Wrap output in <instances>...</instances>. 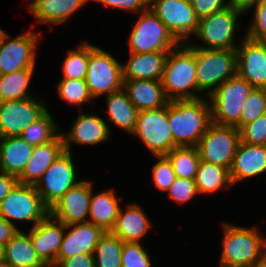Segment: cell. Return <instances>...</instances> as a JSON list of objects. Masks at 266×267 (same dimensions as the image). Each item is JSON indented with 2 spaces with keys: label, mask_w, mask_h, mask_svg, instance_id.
I'll return each instance as SVG.
<instances>
[{
  "label": "cell",
  "mask_w": 266,
  "mask_h": 267,
  "mask_svg": "<svg viewBox=\"0 0 266 267\" xmlns=\"http://www.w3.org/2000/svg\"><path fill=\"white\" fill-rule=\"evenodd\" d=\"M69 49L66 58L61 66L62 79L85 80L89 63V41L85 40L77 46Z\"/></svg>",
  "instance_id": "d590c367"
},
{
  "label": "cell",
  "mask_w": 266,
  "mask_h": 267,
  "mask_svg": "<svg viewBox=\"0 0 266 267\" xmlns=\"http://www.w3.org/2000/svg\"><path fill=\"white\" fill-rule=\"evenodd\" d=\"M168 52L130 53L122 64L123 80L161 81Z\"/></svg>",
  "instance_id": "cb8c5ba5"
},
{
  "label": "cell",
  "mask_w": 266,
  "mask_h": 267,
  "mask_svg": "<svg viewBox=\"0 0 266 267\" xmlns=\"http://www.w3.org/2000/svg\"><path fill=\"white\" fill-rule=\"evenodd\" d=\"M3 31H4V30H3L2 28H0V36H1V34L3 33Z\"/></svg>",
  "instance_id": "11a10c76"
},
{
  "label": "cell",
  "mask_w": 266,
  "mask_h": 267,
  "mask_svg": "<svg viewBox=\"0 0 266 267\" xmlns=\"http://www.w3.org/2000/svg\"><path fill=\"white\" fill-rule=\"evenodd\" d=\"M123 90L138 111L162 108L169 102L159 80H123Z\"/></svg>",
  "instance_id": "d4e9b609"
},
{
  "label": "cell",
  "mask_w": 266,
  "mask_h": 267,
  "mask_svg": "<svg viewBox=\"0 0 266 267\" xmlns=\"http://www.w3.org/2000/svg\"><path fill=\"white\" fill-rule=\"evenodd\" d=\"M198 194L215 193L219 189L233 186L230 178V170L219 165L200 161L195 177Z\"/></svg>",
  "instance_id": "4dcf8cb0"
},
{
  "label": "cell",
  "mask_w": 266,
  "mask_h": 267,
  "mask_svg": "<svg viewBox=\"0 0 266 267\" xmlns=\"http://www.w3.org/2000/svg\"><path fill=\"white\" fill-rule=\"evenodd\" d=\"M34 146L21 136L0 138V171L19 177L31 158Z\"/></svg>",
  "instance_id": "484cf974"
},
{
  "label": "cell",
  "mask_w": 266,
  "mask_h": 267,
  "mask_svg": "<svg viewBox=\"0 0 266 267\" xmlns=\"http://www.w3.org/2000/svg\"><path fill=\"white\" fill-rule=\"evenodd\" d=\"M55 267H95L94 254H77L62 259Z\"/></svg>",
  "instance_id": "bcb514c9"
},
{
  "label": "cell",
  "mask_w": 266,
  "mask_h": 267,
  "mask_svg": "<svg viewBox=\"0 0 266 267\" xmlns=\"http://www.w3.org/2000/svg\"><path fill=\"white\" fill-rule=\"evenodd\" d=\"M85 81L94 99L117 92L123 89L122 64L109 52L89 44V63Z\"/></svg>",
  "instance_id": "ba28073f"
},
{
  "label": "cell",
  "mask_w": 266,
  "mask_h": 267,
  "mask_svg": "<svg viewBox=\"0 0 266 267\" xmlns=\"http://www.w3.org/2000/svg\"><path fill=\"white\" fill-rule=\"evenodd\" d=\"M0 267H10V266H8V265H6V264H4V263H1V264H0Z\"/></svg>",
  "instance_id": "db71d44e"
},
{
  "label": "cell",
  "mask_w": 266,
  "mask_h": 267,
  "mask_svg": "<svg viewBox=\"0 0 266 267\" xmlns=\"http://www.w3.org/2000/svg\"><path fill=\"white\" fill-rule=\"evenodd\" d=\"M149 8L180 43H187L199 29L190 0H150Z\"/></svg>",
  "instance_id": "4fadbf2b"
},
{
  "label": "cell",
  "mask_w": 266,
  "mask_h": 267,
  "mask_svg": "<svg viewBox=\"0 0 266 267\" xmlns=\"http://www.w3.org/2000/svg\"><path fill=\"white\" fill-rule=\"evenodd\" d=\"M141 242H123L122 267H152L151 259Z\"/></svg>",
  "instance_id": "f35d334b"
},
{
  "label": "cell",
  "mask_w": 266,
  "mask_h": 267,
  "mask_svg": "<svg viewBox=\"0 0 266 267\" xmlns=\"http://www.w3.org/2000/svg\"><path fill=\"white\" fill-rule=\"evenodd\" d=\"M106 107L109 121L132 135L139 111L121 89L106 95Z\"/></svg>",
  "instance_id": "f546056e"
},
{
  "label": "cell",
  "mask_w": 266,
  "mask_h": 267,
  "mask_svg": "<svg viewBox=\"0 0 266 267\" xmlns=\"http://www.w3.org/2000/svg\"><path fill=\"white\" fill-rule=\"evenodd\" d=\"M243 106L240 115V128L266 114V89L253 88Z\"/></svg>",
  "instance_id": "74e56055"
},
{
  "label": "cell",
  "mask_w": 266,
  "mask_h": 267,
  "mask_svg": "<svg viewBox=\"0 0 266 267\" xmlns=\"http://www.w3.org/2000/svg\"><path fill=\"white\" fill-rule=\"evenodd\" d=\"M90 0H37L28 10L40 23L62 25Z\"/></svg>",
  "instance_id": "4316f807"
},
{
  "label": "cell",
  "mask_w": 266,
  "mask_h": 267,
  "mask_svg": "<svg viewBox=\"0 0 266 267\" xmlns=\"http://www.w3.org/2000/svg\"><path fill=\"white\" fill-rule=\"evenodd\" d=\"M90 198L89 222L110 232L114 226L120 208L118 197L112 189L94 193Z\"/></svg>",
  "instance_id": "f1b7e54d"
},
{
  "label": "cell",
  "mask_w": 266,
  "mask_h": 267,
  "mask_svg": "<svg viewBox=\"0 0 266 267\" xmlns=\"http://www.w3.org/2000/svg\"><path fill=\"white\" fill-rule=\"evenodd\" d=\"M41 31L27 30L10 39L6 31L0 36V75L20 69H35L36 49Z\"/></svg>",
  "instance_id": "5bb4252c"
},
{
  "label": "cell",
  "mask_w": 266,
  "mask_h": 267,
  "mask_svg": "<svg viewBox=\"0 0 266 267\" xmlns=\"http://www.w3.org/2000/svg\"><path fill=\"white\" fill-rule=\"evenodd\" d=\"M3 263L10 267H47L34 249L29 234L22 230L5 245Z\"/></svg>",
  "instance_id": "83f0119b"
},
{
  "label": "cell",
  "mask_w": 266,
  "mask_h": 267,
  "mask_svg": "<svg viewBox=\"0 0 266 267\" xmlns=\"http://www.w3.org/2000/svg\"><path fill=\"white\" fill-rule=\"evenodd\" d=\"M5 246L0 243V264L3 263Z\"/></svg>",
  "instance_id": "f907efd6"
},
{
  "label": "cell",
  "mask_w": 266,
  "mask_h": 267,
  "mask_svg": "<svg viewBox=\"0 0 266 267\" xmlns=\"http://www.w3.org/2000/svg\"><path fill=\"white\" fill-rule=\"evenodd\" d=\"M123 241L110 232H105L94 251L95 267H122Z\"/></svg>",
  "instance_id": "e575fe53"
},
{
  "label": "cell",
  "mask_w": 266,
  "mask_h": 267,
  "mask_svg": "<svg viewBox=\"0 0 266 267\" xmlns=\"http://www.w3.org/2000/svg\"><path fill=\"white\" fill-rule=\"evenodd\" d=\"M239 131L241 142L253 145H266V114L243 125Z\"/></svg>",
  "instance_id": "60d3db41"
},
{
  "label": "cell",
  "mask_w": 266,
  "mask_h": 267,
  "mask_svg": "<svg viewBox=\"0 0 266 267\" xmlns=\"http://www.w3.org/2000/svg\"><path fill=\"white\" fill-rule=\"evenodd\" d=\"M61 131L47 110L35 122L29 124L20 136L30 145L38 146L52 141Z\"/></svg>",
  "instance_id": "836d02e7"
},
{
  "label": "cell",
  "mask_w": 266,
  "mask_h": 267,
  "mask_svg": "<svg viewBox=\"0 0 266 267\" xmlns=\"http://www.w3.org/2000/svg\"><path fill=\"white\" fill-rule=\"evenodd\" d=\"M167 193L172 201L184 204L198 194L195 179L176 177Z\"/></svg>",
  "instance_id": "b9f144b4"
},
{
  "label": "cell",
  "mask_w": 266,
  "mask_h": 267,
  "mask_svg": "<svg viewBox=\"0 0 266 267\" xmlns=\"http://www.w3.org/2000/svg\"><path fill=\"white\" fill-rule=\"evenodd\" d=\"M237 52V74L254 88L266 89V43L244 36Z\"/></svg>",
  "instance_id": "2e32d148"
},
{
  "label": "cell",
  "mask_w": 266,
  "mask_h": 267,
  "mask_svg": "<svg viewBox=\"0 0 266 267\" xmlns=\"http://www.w3.org/2000/svg\"><path fill=\"white\" fill-rule=\"evenodd\" d=\"M266 172V145H253L239 142L232 166L230 178L233 185L246 178L256 177Z\"/></svg>",
  "instance_id": "44dd1931"
},
{
  "label": "cell",
  "mask_w": 266,
  "mask_h": 267,
  "mask_svg": "<svg viewBox=\"0 0 266 267\" xmlns=\"http://www.w3.org/2000/svg\"><path fill=\"white\" fill-rule=\"evenodd\" d=\"M17 183V177L0 171V202L11 192Z\"/></svg>",
  "instance_id": "7dc6e473"
},
{
  "label": "cell",
  "mask_w": 266,
  "mask_h": 267,
  "mask_svg": "<svg viewBox=\"0 0 266 267\" xmlns=\"http://www.w3.org/2000/svg\"><path fill=\"white\" fill-rule=\"evenodd\" d=\"M47 110L46 104L34 97L0 101V138L20 136L29 124Z\"/></svg>",
  "instance_id": "9a60e30c"
},
{
  "label": "cell",
  "mask_w": 266,
  "mask_h": 267,
  "mask_svg": "<svg viewBox=\"0 0 266 267\" xmlns=\"http://www.w3.org/2000/svg\"><path fill=\"white\" fill-rule=\"evenodd\" d=\"M190 3L199 19L207 17L229 5L224 0H190Z\"/></svg>",
  "instance_id": "f6af8a7d"
},
{
  "label": "cell",
  "mask_w": 266,
  "mask_h": 267,
  "mask_svg": "<svg viewBox=\"0 0 266 267\" xmlns=\"http://www.w3.org/2000/svg\"><path fill=\"white\" fill-rule=\"evenodd\" d=\"M65 150L61 132L50 142L34 146L31 158L18 177L22 184L35 185L47 168Z\"/></svg>",
  "instance_id": "7402d4cb"
},
{
  "label": "cell",
  "mask_w": 266,
  "mask_h": 267,
  "mask_svg": "<svg viewBox=\"0 0 266 267\" xmlns=\"http://www.w3.org/2000/svg\"><path fill=\"white\" fill-rule=\"evenodd\" d=\"M27 1V0H26ZM31 1V0H29ZM37 0H32V2H30V4L28 5V7H30L32 4H34Z\"/></svg>",
  "instance_id": "f5cc1de1"
},
{
  "label": "cell",
  "mask_w": 266,
  "mask_h": 267,
  "mask_svg": "<svg viewBox=\"0 0 266 267\" xmlns=\"http://www.w3.org/2000/svg\"><path fill=\"white\" fill-rule=\"evenodd\" d=\"M255 267H266V260L258 265H256Z\"/></svg>",
  "instance_id": "816d5d0a"
},
{
  "label": "cell",
  "mask_w": 266,
  "mask_h": 267,
  "mask_svg": "<svg viewBox=\"0 0 266 267\" xmlns=\"http://www.w3.org/2000/svg\"><path fill=\"white\" fill-rule=\"evenodd\" d=\"M159 160L152 166V180L154 186L166 192L176 179L172 164L165 155L156 156Z\"/></svg>",
  "instance_id": "ab89813d"
},
{
  "label": "cell",
  "mask_w": 266,
  "mask_h": 267,
  "mask_svg": "<svg viewBox=\"0 0 266 267\" xmlns=\"http://www.w3.org/2000/svg\"><path fill=\"white\" fill-rule=\"evenodd\" d=\"M132 134L138 136L154 156L166 155L177 147L168 123V103L162 108L139 111Z\"/></svg>",
  "instance_id": "30bf717a"
},
{
  "label": "cell",
  "mask_w": 266,
  "mask_h": 267,
  "mask_svg": "<svg viewBox=\"0 0 266 267\" xmlns=\"http://www.w3.org/2000/svg\"><path fill=\"white\" fill-rule=\"evenodd\" d=\"M220 267H255L266 260V238L258 227L223 225Z\"/></svg>",
  "instance_id": "3957f363"
},
{
  "label": "cell",
  "mask_w": 266,
  "mask_h": 267,
  "mask_svg": "<svg viewBox=\"0 0 266 267\" xmlns=\"http://www.w3.org/2000/svg\"><path fill=\"white\" fill-rule=\"evenodd\" d=\"M168 102V123L177 147H196L212 123L209 99Z\"/></svg>",
  "instance_id": "6da1fadb"
},
{
  "label": "cell",
  "mask_w": 266,
  "mask_h": 267,
  "mask_svg": "<svg viewBox=\"0 0 266 267\" xmlns=\"http://www.w3.org/2000/svg\"><path fill=\"white\" fill-rule=\"evenodd\" d=\"M253 86L238 74L222 83L210 96L212 122L240 129L243 105Z\"/></svg>",
  "instance_id": "277c9868"
},
{
  "label": "cell",
  "mask_w": 266,
  "mask_h": 267,
  "mask_svg": "<svg viewBox=\"0 0 266 267\" xmlns=\"http://www.w3.org/2000/svg\"><path fill=\"white\" fill-rule=\"evenodd\" d=\"M252 23L248 26L244 34L247 38L256 41L266 40V0H261L254 7Z\"/></svg>",
  "instance_id": "7bdbcfd3"
},
{
  "label": "cell",
  "mask_w": 266,
  "mask_h": 267,
  "mask_svg": "<svg viewBox=\"0 0 266 267\" xmlns=\"http://www.w3.org/2000/svg\"><path fill=\"white\" fill-rule=\"evenodd\" d=\"M92 190L91 181L81 180L50 209V214L65 225L88 222Z\"/></svg>",
  "instance_id": "e0dca14e"
},
{
  "label": "cell",
  "mask_w": 266,
  "mask_h": 267,
  "mask_svg": "<svg viewBox=\"0 0 266 267\" xmlns=\"http://www.w3.org/2000/svg\"><path fill=\"white\" fill-rule=\"evenodd\" d=\"M72 154L64 150L35 183L36 191L50 210L62 196L81 180H76Z\"/></svg>",
  "instance_id": "7c38bea8"
},
{
  "label": "cell",
  "mask_w": 266,
  "mask_h": 267,
  "mask_svg": "<svg viewBox=\"0 0 266 267\" xmlns=\"http://www.w3.org/2000/svg\"><path fill=\"white\" fill-rule=\"evenodd\" d=\"M151 229V221L143 208L138 204L126 205L120 208L114 226L110 233L120 238L123 242H140Z\"/></svg>",
  "instance_id": "603a6c76"
},
{
  "label": "cell",
  "mask_w": 266,
  "mask_h": 267,
  "mask_svg": "<svg viewBox=\"0 0 266 267\" xmlns=\"http://www.w3.org/2000/svg\"><path fill=\"white\" fill-rule=\"evenodd\" d=\"M65 232V224L50 213L29 230L31 243L47 266H56L57 256Z\"/></svg>",
  "instance_id": "ac0fdd59"
},
{
  "label": "cell",
  "mask_w": 266,
  "mask_h": 267,
  "mask_svg": "<svg viewBox=\"0 0 266 267\" xmlns=\"http://www.w3.org/2000/svg\"><path fill=\"white\" fill-rule=\"evenodd\" d=\"M104 233L105 231L101 227L89 221L65 225L56 265L62 259H67L77 254H94L95 247Z\"/></svg>",
  "instance_id": "d6986e66"
},
{
  "label": "cell",
  "mask_w": 266,
  "mask_h": 267,
  "mask_svg": "<svg viewBox=\"0 0 266 267\" xmlns=\"http://www.w3.org/2000/svg\"><path fill=\"white\" fill-rule=\"evenodd\" d=\"M105 6L140 13L149 8L150 0H92Z\"/></svg>",
  "instance_id": "ee69618b"
},
{
  "label": "cell",
  "mask_w": 266,
  "mask_h": 267,
  "mask_svg": "<svg viewBox=\"0 0 266 267\" xmlns=\"http://www.w3.org/2000/svg\"><path fill=\"white\" fill-rule=\"evenodd\" d=\"M110 126L100 116L80 113L70 127L69 134L61 132L64 148L71 152L72 144L97 145L109 140Z\"/></svg>",
  "instance_id": "ffe728a7"
},
{
  "label": "cell",
  "mask_w": 266,
  "mask_h": 267,
  "mask_svg": "<svg viewBox=\"0 0 266 267\" xmlns=\"http://www.w3.org/2000/svg\"><path fill=\"white\" fill-rule=\"evenodd\" d=\"M198 91L209 97L222 83L237 74L236 50L195 48Z\"/></svg>",
  "instance_id": "5b68a950"
},
{
  "label": "cell",
  "mask_w": 266,
  "mask_h": 267,
  "mask_svg": "<svg viewBox=\"0 0 266 267\" xmlns=\"http://www.w3.org/2000/svg\"><path fill=\"white\" fill-rule=\"evenodd\" d=\"M239 142L240 131L235 126L212 122L196 147L201 161L230 170Z\"/></svg>",
  "instance_id": "8fae6325"
},
{
  "label": "cell",
  "mask_w": 266,
  "mask_h": 267,
  "mask_svg": "<svg viewBox=\"0 0 266 267\" xmlns=\"http://www.w3.org/2000/svg\"><path fill=\"white\" fill-rule=\"evenodd\" d=\"M50 210L44 205L34 185L17 183L0 202V217L17 228L12 220L41 222Z\"/></svg>",
  "instance_id": "9c48e42d"
},
{
  "label": "cell",
  "mask_w": 266,
  "mask_h": 267,
  "mask_svg": "<svg viewBox=\"0 0 266 267\" xmlns=\"http://www.w3.org/2000/svg\"><path fill=\"white\" fill-rule=\"evenodd\" d=\"M165 156L171 162L176 177L195 179L201 161L197 147H175Z\"/></svg>",
  "instance_id": "d6a6232c"
},
{
  "label": "cell",
  "mask_w": 266,
  "mask_h": 267,
  "mask_svg": "<svg viewBox=\"0 0 266 267\" xmlns=\"http://www.w3.org/2000/svg\"><path fill=\"white\" fill-rule=\"evenodd\" d=\"M242 13L228 5L215 13L200 19L199 29L194 34L204 45L189 44L195 48L209 50H236L235 33L240 25ZM238 25V26H237Z\"/></svg>",
  "instance_id": "8992f818"
},
{
  "label": "cell",
  "mask_w": 266,
  "mask_h": 267,
  "mask_svg": "<svg viewBox=\"0 0 266 267\" xmlns=\"http://www.w3.org/2000/svg\"><path fill=\"white\" fill-rule=\"evenodd\" d=\"M59 97L68 104L80 106L85 102L93 101L85 80L82 79H61L57 85Z\"/></svg>",
  "instance_id": "8d00e7d4"
},
{
  "label": "cell",
  "mask_w": 266,
  "mask_h": 267,
  "mask_svg": "<svg viewBox=\"0 0 266 267\" xmlns=\"http://www.w3.org/2000/svg\"><path fill=\"white\" fill-rule=\"evenodd\" d=\"M260 1L261 0H229L228 4L242 14H246L248 9L256 7Z\"/></svg>",
  "instance_id": "681fc988"
},
{
  "label": "cell",
  "mask_w": 266,
  "mask_h": 267,
  "mask_svg": "<svg viewBox=\"0 0 266 267\" xmlns=\"http://www.w3.org/2000/svg\"><path fill=\"white\" fill-rule=\"evenodd\" d=\"M161 83L169 101L202 98L198 95L195 47L189 42L168 52Z\"/></svg>",
  "instance_id": "7a4b0ae2"
},
{
  "label": "cell",
  "mask_w": 266,
  "mask_h": 267,
  "mask_svg": "<svg viewBox=\"0 0 266 267\" xmlns=\"http://www.w3.org/2000/svg\"><path fill=\"white\" fill-rule=\"evenodd\" d=\"M140 13L128 38L130 53L169 52L180 44L150 8Z\"/></svg>",
  "instance_id": "52a82bcc"
},
{
  "label": "cell",
  "mask_w": 266,
  "mask_h": 267,
  "mask_svg": "<svg viewBox=\"0 0 266 267\" xmlns=\"http://www.w3.org/2000/svg\"><path fill=\"white\" fill-rule=\"evenodd\" d=\"M35 69H20L0 75V101L31 98L28 88Z\"/></svg>",
  "instance_id": "1f68e13d"
},
{
  "label": "cell",
  "mask_w": 266,
  "mask_h": 267,
  "mask_svg": "<svg viewBox=\"0 0 266 267\" xmlns=\"http://www.w3.org/2000/svg\"><path fill=\"white\" fill-rule=\"evenodd\" d=\"M20 230L16 228L4 218L0 217V243L4 246L11 240V238Z\"/></svg>",
  "instance_id": "c3c4849f"
}]
</instances>
